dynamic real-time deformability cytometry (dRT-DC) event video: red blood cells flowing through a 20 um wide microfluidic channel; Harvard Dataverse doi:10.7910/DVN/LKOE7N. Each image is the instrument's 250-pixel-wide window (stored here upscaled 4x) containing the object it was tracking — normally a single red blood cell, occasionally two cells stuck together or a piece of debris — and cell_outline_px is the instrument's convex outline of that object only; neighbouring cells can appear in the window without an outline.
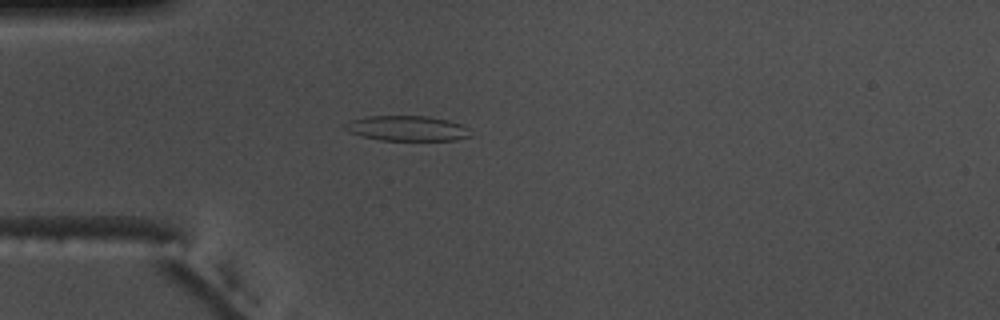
{"species": "common noctule bat (a hibernating species)", "species_latin": "Nyctalus noctula", "temperature_condition": "warm", "stored_images_in_passage": 41, "camera_frame_rate_fps": 3000, "um_per_image_px": 0.085, "animal": {"sex": "male", "body_mass_g": 17.5, "forearm_length_mm": 52.3}, "frame": {"image": 1, "passage_image": 6, "time_ms": 1.667, "image_size_px": [1000, 320], "cell_outline_px": [[472, 136], [456, 140], [380, 140], [360, 136], [348, 132], [344, 128], [344, 124], [352, 120], [368, 116], [428, 116], [448, 120], [460, 124], [468, 128]], "centroid_in_image_um": [34.6, 10.91], "position_along_channel_um": 50.4, "area_um2": 18.44}}
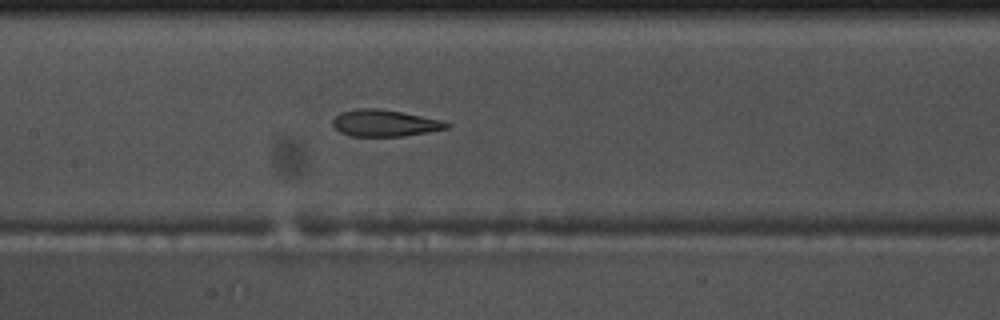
{"frame": {"image": 2, "passage_image": 17, "time_ms": 5.333, "image_size_px": [1000, 320], "cell_outline_px": [[452, 124], [448, 128], [428, 132], [400, 136], [348, 136], [340, 132], [332, 124], [332, 120], [340, 112], [356, 108], [376, 108], [400, 112], [440, 120]], "centroid_in_image_um": [32.65, 10.46], "position_along_channel_um": 174.7, "area_um2": 17.57}}
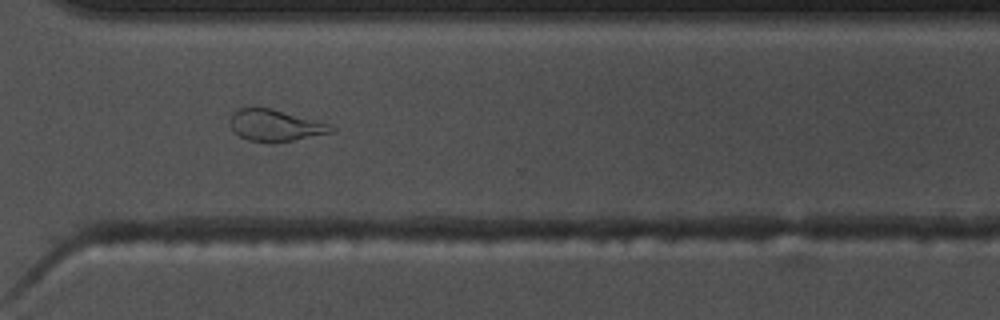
{"frame": {"image": 3, "passage_image": 31, "time_ms": 10.0, "image_size_px": [1000, 320], "cell_outline_px": [[336, 132], [272, 144], [248, 140], [240, 136], [232, 128], [232, 112], [240, 108], [272, 108], [328, 124], [336, 128]], "centroid_in_image_um": [23.43, 10.68], "position_along_channel_um": 347.2, "area_um2": 18.5}, "authors_computed_cell_mechanics": {"area_um2": 18.6116, "velocity_mm_per_s": 3.698, "shape_relaxation_time_tau1_ms": null, "shape_relaxation_time_tau2_ms": 1.9174, "deformation_change_tau1": null, "deformation_change_tau2": 0.1124}}